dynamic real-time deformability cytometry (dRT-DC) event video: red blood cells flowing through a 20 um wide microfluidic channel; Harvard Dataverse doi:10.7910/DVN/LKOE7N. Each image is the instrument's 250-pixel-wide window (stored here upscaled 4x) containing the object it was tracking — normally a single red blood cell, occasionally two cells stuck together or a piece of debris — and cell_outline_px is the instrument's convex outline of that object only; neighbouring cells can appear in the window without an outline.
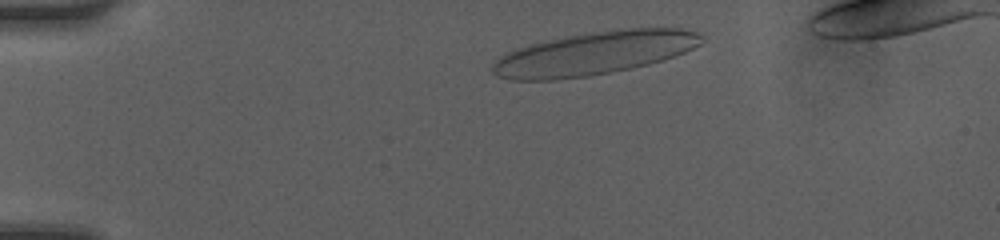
{"species": "human", "species_latin": "Homo sapiens", "temperature_condition": "room temperature", "stored_images_in_passage": 33, "camera_frame_rate_fps": 3000, "um_per_image_px": 0.085, "donor": {"sex": "female"}, "frame": {"image": 1, "passage_image": 1, "time_ms": 0.0, "image_size_px": [1000, 240], "cell_outline_px": [[704, 40], [700, 44], [684, 52], [664, 60], [648, 64], [588, 76], [552, 80], [512, 80], [496, 76], [492, 72], [492, 64], [500, 56], [508, 52], [528, 44], [568, 36], [592, 32], [620, 28], [680, 28], [696, 32], [704, 36]], "centroid_in_image_um": [50.5, 4.53], "position_along_channel_um": 34.5, "area_um2": 52.31}}
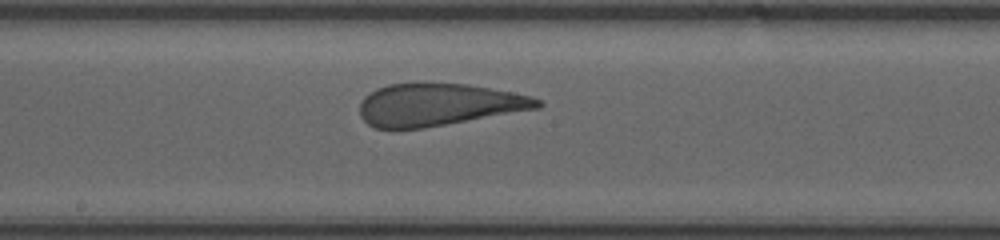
{"frame": {"image": 2, "passage_image": 18, "time_ms": 5.667, "image_size_px": [1000, 240], "cell_outline_px": [[544, 104], [540, 108], [424, 128], [376, 128], [368, 124], [360, 116], [360, 100], [364, 96], [376, 88], [388, 84], [412, 80], [424, 80], [468, 84], [512, 92], [532, 96], [540, 100]], "centroid_in_image_um": [37.24, 8.84], "position_along_channel_um": 211.0, "area_um2": 44.91}}
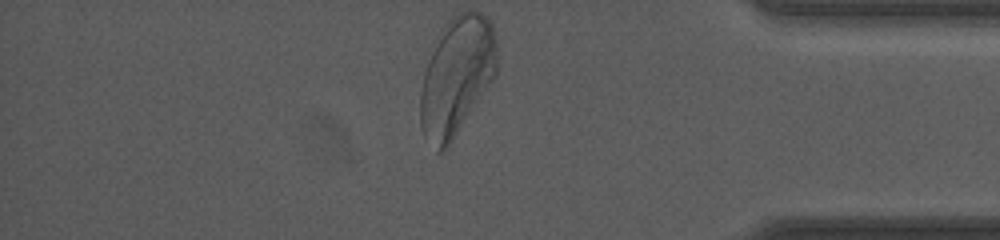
{"frame": {"image": 3, "passage_image": 33, "time_ms": 10.667, "image_size_px": [1000, 240], "cell_outline_px": [[496, 76], [448, 148], [444, 152], [436, 152], [424, 136], [420, 128], [420, 92], [424, 72], [436, 36], [452, 16], [460, 12], [480, 12], [488, 16], [492, 20], [496, 36]], "centroid_in_image_um": [38.81, 6.49], "position_along_channel_um": 396.4, "area_um2": 53.52}, "authors_computed_cell_mechanics": {"area_um2": 46.1822, "velocity_mm_per_s": 4.1759, "shape_relaxation_time_tau1_ms": 4.546, "shape_relaxation_time_tau2_ms": 0.8623, "deformation_change_tau1": 0.2103, "deformation_change_tau2": 0.1024}}